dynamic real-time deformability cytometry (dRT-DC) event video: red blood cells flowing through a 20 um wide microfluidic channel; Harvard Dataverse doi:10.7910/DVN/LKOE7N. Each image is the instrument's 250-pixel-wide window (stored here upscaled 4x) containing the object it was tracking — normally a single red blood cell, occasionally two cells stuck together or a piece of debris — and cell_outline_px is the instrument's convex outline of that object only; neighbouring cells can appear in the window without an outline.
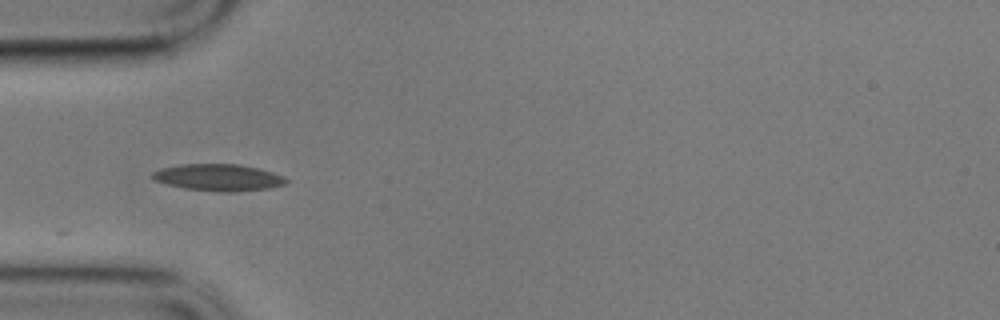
{"species": "common noctule bat (a hibernating species)", "species_latin": "Nyctalus noctula", "temperature_condition": "cold", "stored_images_in_passage": 13, "camera_frame_rate_fps": 3000, "um_per_image_px": 0.085, "animal": {"sex": "male", "body_mass_g": 17.9}, "frame": {"image": 1, "passage_image": 1, "time_ms": 0.0, "image_size_px": [1000, 320], "cell_outline_px": [[288, 180], [284, 184], [268, 188], [232, 192], [216, 192], [184, 188], [152, 180], [152, 172], [160, 168], [180, 164], [240, 164], [260, 168], [284, 176]], "centroid_in_image_um": [18.55, 15.08], "position_along_channel_um": 66.5, "area_um2": 20.98}}
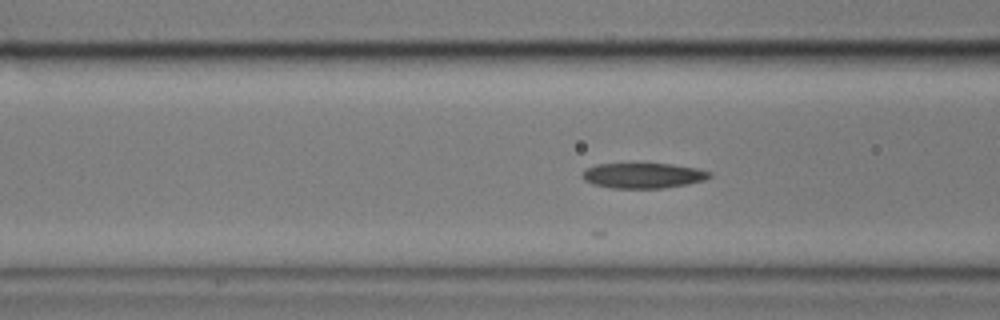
{"frame": {"image": 2, "passage_image": 5, "time_ms": 1.333, "image_size_px": [1000, 320], "cell_outline_px": [[712, 176], [704, 180], [688, 184], [664, 188], [612, 188], [592, 184], [584, 180], [580, 176], [588, 168], [596, 164], [672, 164], [696, 168], [712, 172]], "centroid_in_image_um": [54.68, 14.93], "position_along_channel_um": 111.9, "area_um2": 18.73}}
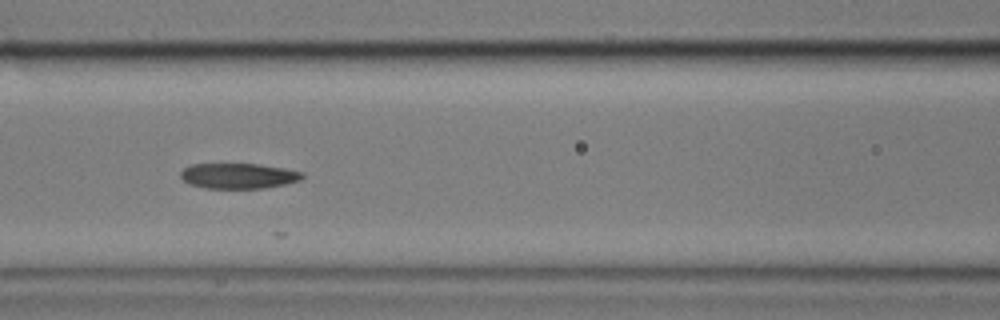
{"frame": {"image": 3, "passage_image": 8, "time_ms": 2.333, "image_size_px": [1000, 320], "cell_outline_px": [[304, 176], [300, 180], [284, 184], [264, 188], [204, 188], [188, 184], [180, 176], [180, 172], [184, 168], [192, 164], [260, 164], [284, 168], [304, 172]], "centroid_in_image_um": [20.26, 14.95], "position_along_channel_um": 146.3, "area_um2": 18.03}}